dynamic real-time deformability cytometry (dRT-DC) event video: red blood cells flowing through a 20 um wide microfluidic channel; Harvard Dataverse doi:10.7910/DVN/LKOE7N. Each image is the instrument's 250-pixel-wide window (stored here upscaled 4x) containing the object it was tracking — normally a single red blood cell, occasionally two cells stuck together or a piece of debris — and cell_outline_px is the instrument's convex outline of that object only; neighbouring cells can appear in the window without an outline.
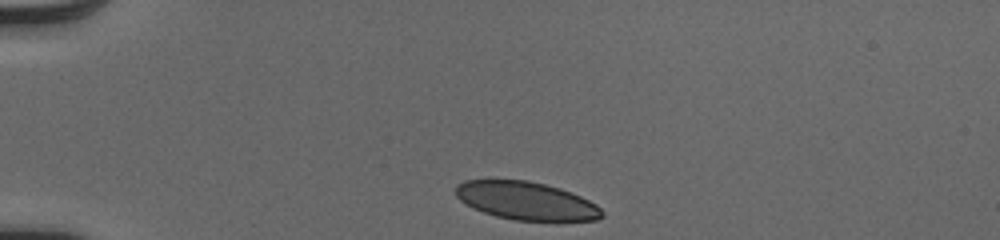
{"species": "human", "species_latin": "Homo sapiens", "temperature_condition": "cold", "stored_images_in_passage": 34, "camera_frame_rate_fps": 3000, "um_per_image_px": 0.085, "donor": {"sex": "male"}, "frame": {"image": 1, "passage_image": 1, "time_ms": 0.0, "image_size_px": [1000, 240], "cell_outline_px": [[604, 216], [596, 220], [516, 220], [496, 216], [472, 208], [460, 200], [456, 196], [456, 184], [464, 180], [528, 180], [560, 188], [572, 192], [596, 204], [604, 212]], "centroid_in_image_um": [44.72, 17.06], "position_along_channel_um": 40.3, "area_um2": 32.31}}
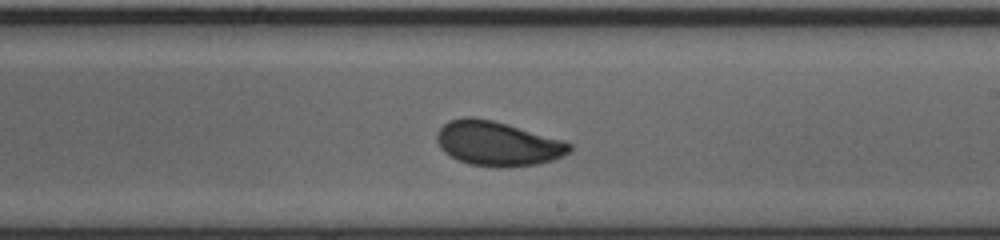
{"frame": {"image": 2, "passage_image": 20, "time_ms": 6.333, "image_size_px": [1000, 240], "cell_outline_px": [[572, 148], [564, 156], [552, 160], [536, 164], [504, 168], [496, 168], [468, 164], [456, 160], [444, 152], [440, 148], [436, 140], [436, 132], [448, 120], [464, 116], [472, 116], [492, 120], [508, 124], [564, 140], [572, 144]], "centroid_in_image_um": [42.26, 12.2], "position_along_channel_um": 246.7, "area_um2": 34.91}}
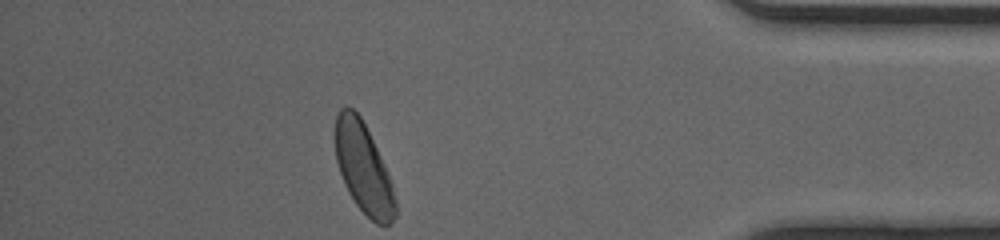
{"frame": {"image": 3, "passage_image": 34, "time_ms": 11.0, "image_size_px": [1000, 240], "cell_outline_px": [[396, 216], [388, 224], [376, 224], [356, 204], [348, 192], [344, 184], [336, 160], [336, 116], [340, 108], [352, 108], [360, 116], [380, 156], [392, 184], [396, 200]], "centroid_in_image_um": [30.89, 14.32], "position_along_channel_um": 404.3, "area_um2": 30.87}, "authors_computed_cell_mechanics": {"area_um2": 33.8419, "velocity_mm_per_s": 4.0826, "shape_relaxation_time_tau1_ms": 2.8917, "shape_relaxation_time_tau2_ms": 0.5524, "deformation_change_tau1": 0.1114, "deformation_change_tau2": 0.0564}}